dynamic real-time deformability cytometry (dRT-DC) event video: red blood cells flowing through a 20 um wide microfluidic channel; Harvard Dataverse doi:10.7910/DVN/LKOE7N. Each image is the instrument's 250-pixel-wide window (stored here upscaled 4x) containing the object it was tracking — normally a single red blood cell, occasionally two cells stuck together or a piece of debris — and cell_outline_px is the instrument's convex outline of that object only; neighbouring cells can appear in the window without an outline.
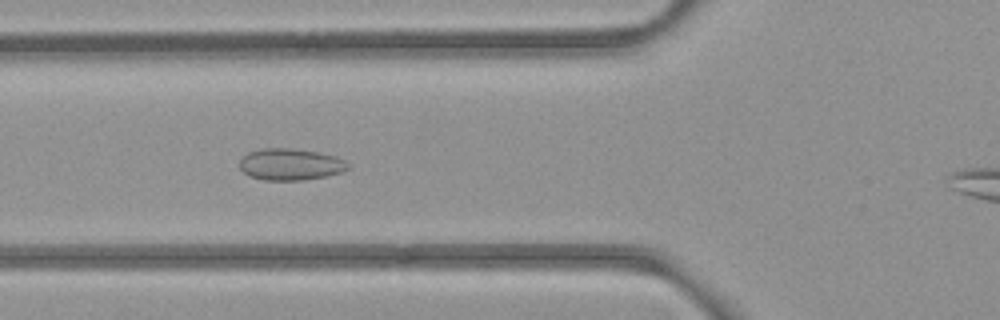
{"species": "common noctule bat (a hibernating species)", "species_latin": "Nyctalus noctula", "temperature_condition": "room temperature", "stored_images_in_passage": 6, "segment_of_instrument_passage": [1, 2], "camera_frame_rate_fps": 3000, "um_per_image_px": 0.085, "animal": {"sex": "female", "body_mass_g": 21.9}, "frame": {"image": 1, "passage_image": 4, "time_ms": 3.333, "image_size_px": [1000, 320], "cell_outline_px": [[352, 164], [348, 168], [340, 172], [324, 176], [304, 180], [264, 180], [252, 176], [244, 172], [240, 168], [240, 160], [248, 152], [264, 148], [292, 148], [316, 152], [336, 156]], "centroid_in_image_um": [24.7, 13.96], "position_along_channel_um": 101.1, "area_um2": 19.83}}
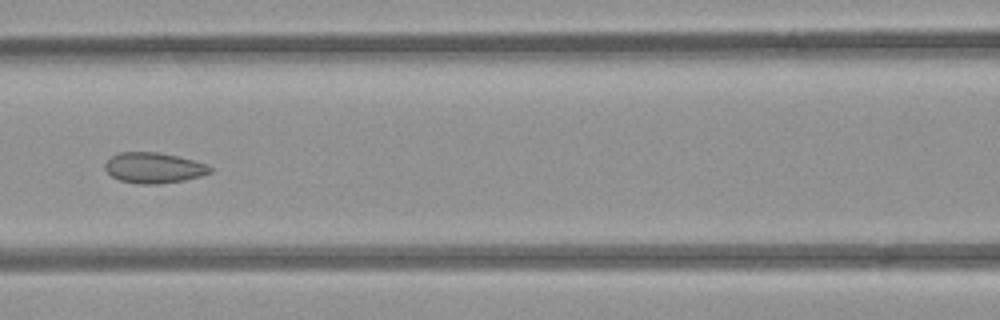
{"frame": {"image": 2, "passage_image": 5, "time_ms": 4.667, "image_size_px": [1000, 320], "cell_outline_px": [[212, 172], [200, 176], [184, 180], [156, 184], [136, 184], [120, 180], [112, 176], [104, 168], [104, 164], [112, 156], [120, 152], [156, 152], [176, 156], [192, 160], [204, 164], [212, 168]], "centroid_in_image_um": [13.04, 14.27], "position_along_channel_um": 153.6, "area_um2": 18.5}}